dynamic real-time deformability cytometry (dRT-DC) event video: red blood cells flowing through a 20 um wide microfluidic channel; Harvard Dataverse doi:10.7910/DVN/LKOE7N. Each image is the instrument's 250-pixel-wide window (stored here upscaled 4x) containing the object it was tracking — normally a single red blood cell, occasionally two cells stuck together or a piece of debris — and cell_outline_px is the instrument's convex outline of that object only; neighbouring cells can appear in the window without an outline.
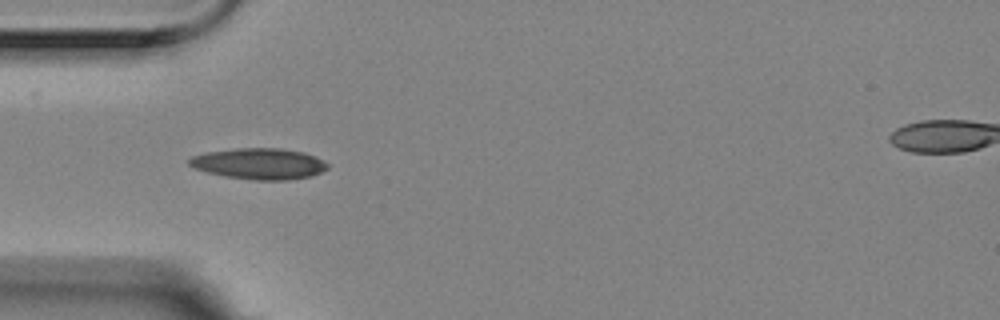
{"species": "Egyptian fruit bat (a non-hibernating species)", "species_latin": "Rousettus aegyptiacus", "temperature_condition": "room temperature", "stored_images_in_passage": 5, "camera_frame_rate_fps": 3000, "um_per_image_px": 0.085, "animal": {"sex": "female"}, "frame": {"image": 1, "passage_image": 4, "time_ms": 1.0, "image_size_px": [1000, 320], "cell_outline_px": [[328, 168], [312, 176], [288, 180], [252, 180], [224, 176], [208, 172], [196, 168], [188, 164], [188, 160], [192, 156], [204, 152], [236, 148], [280, 148], [304, 152], [316, 156], [324, 160], [328, 164]], "centroid_in_image_um": [22.05, 13.91], "position_along_channel_um": 63.0, "area_um2": 25.2}}
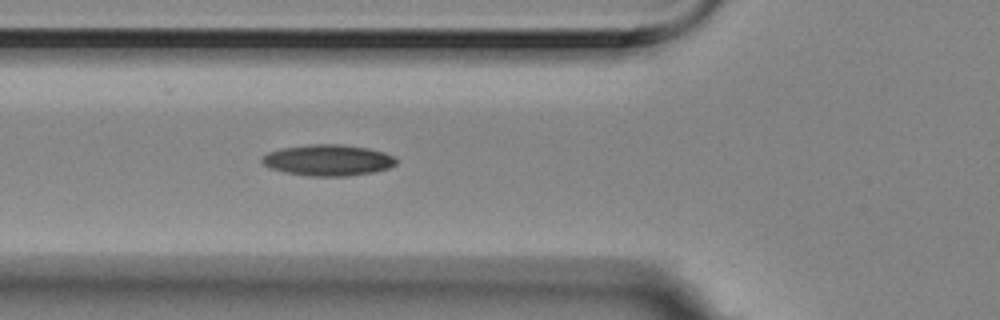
{"frame": {"image": 2, "passage_image": 5, "time_ms": 1.333, "image_size_px": [1000, 320], "cell_outline_px": [[396, 164], [388, 168], [376, 172], [348, 176], [308, 176], [284, 172], [268, 168], [260, 160], [260, 156], [268, 152], [280, 148], [312, 144], [340, 144], [368, 148], [384, 152], [392, 156], [396, 160]], "centroid_in_image_um": [27.84, 13.62], "position_along_channel_um": 98.0, "area_um2": 24.57}}